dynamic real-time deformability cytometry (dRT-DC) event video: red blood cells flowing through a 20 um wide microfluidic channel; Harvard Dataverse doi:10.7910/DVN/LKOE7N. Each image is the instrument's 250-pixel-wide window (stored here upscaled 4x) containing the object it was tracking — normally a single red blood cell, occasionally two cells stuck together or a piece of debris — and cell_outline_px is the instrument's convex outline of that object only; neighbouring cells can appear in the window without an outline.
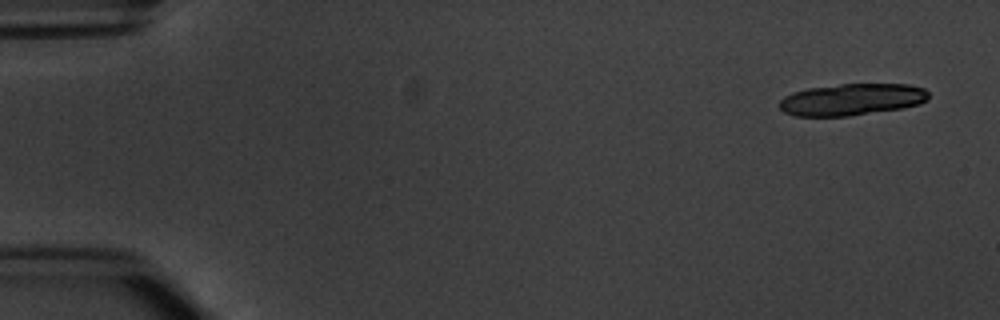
{"species": "common noctule bat (a hibernating species)", "species_latin": "Nyctalus noctula", "temperature_condition": "warm", "stored_images_in_passage": 4, "camera_frame_rate_fps": 3000, "um_per_image_px": 0.085, "animal": {"sex": "male", "body_mass_g": 20.1, "forearm_length_mm": 53.5}, "frame": {"image": 1, "passage_image": 1, "time_ms": 0.0, "image_size_px": [1000, 320], "cell_outline_px": [[928, 100], [920, 104], [900, 108], [848, 116], [796, 116], [784, 112], [780, 108], [780, 100], [784, 96], [792, 92], [808, 88], [840, 84], [908, 84], [924, 88], [928, 92]], "centroid_in_image_um": [72.39, 8.45], "position_along_channel_um": 12.6, "area_um2": 27.57}}